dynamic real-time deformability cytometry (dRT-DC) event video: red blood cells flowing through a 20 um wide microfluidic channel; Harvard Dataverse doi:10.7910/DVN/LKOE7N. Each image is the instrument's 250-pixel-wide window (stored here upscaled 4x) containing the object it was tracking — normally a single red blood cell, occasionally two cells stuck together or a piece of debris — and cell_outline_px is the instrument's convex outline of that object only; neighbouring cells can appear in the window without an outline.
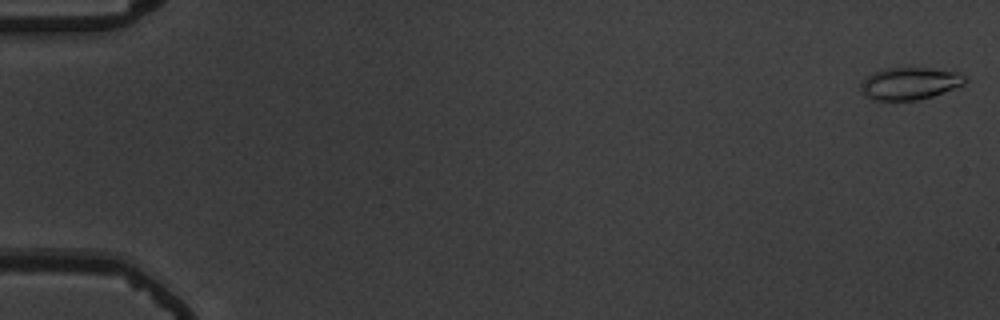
{"species": "common noctule bat (a hibernating species)", "species_latin": "Nyctalus noctula", "temperature_condition": "warm", "stored_images_in_passage": 55, "camera_frame_rate_fps": 3000, "um_per_image_px": 0.085, "animal": {"sex": "male", "body_mass_g": 19.5, "forearm_length_mm": 54.6}, "frame": {"image": 1, "passage_image": 1, "time_ms": 0.0, "image_size_px": [1000, 320], "cell_outline_px": [[968, 80], [964, 84], [932, 96], [916, 100], [872, 100], [864, 96], [860, 88], [860, 84], [864, 76], [872, 72], [884, 68], [928, 68], [960, 72]], "centroid_in_image_um": [77.27, 7.08], "position_along_channel_um": 7.7, "area_um2": 19.77}}
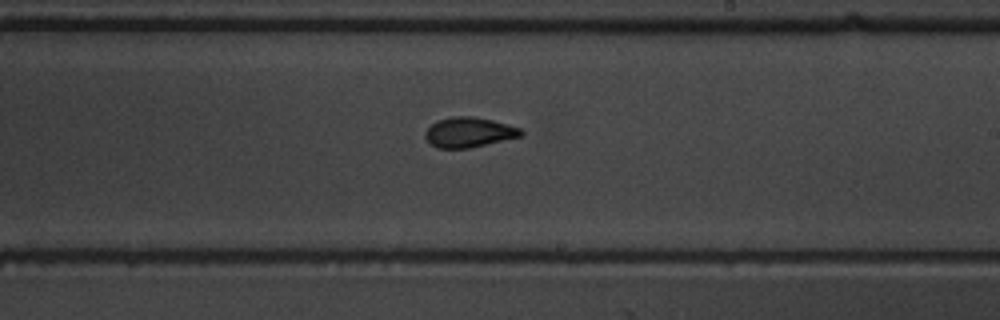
{"frame": {"image": 2, "passage_image": 34, "time_ms": 11.0, "image_size_px": [1000, 320], "cell_outline_px": [[524, 136], [468, 148], [436, 148], [424, 136], [424, 132], [436, 120], [452, 116], [472, 116], [492, 120], [520, 128], [524, 132]], "centroid_in_image_um": [39.87, 11.24], "position_along_channel_um": 249.1, "area_um2": 16.76}}
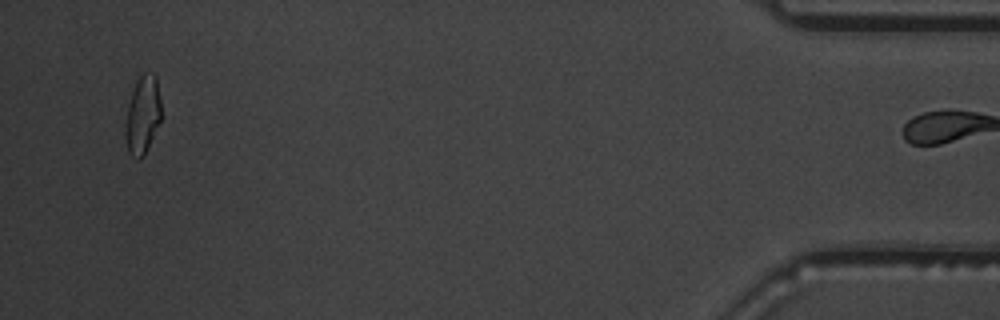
{"frame": {"image": 3, "passage_image": 54, "time_ms": 17.667, "image_size_px": [1000, 320], "cell_outline_px": [[160, 120], [144, 156], [140, 160], [136, 160], [128, 152], [124, 136], [124, 132], [128, 104], [136, 80], [144, 72], [152, 72], [156, 76], [160, 100]], "centroid_in_image_um": [12.1, 9.79], "position_along_channel_um": 423.1, "area_um2": 16.36}, "authors_computed_cell_mechanics": {"area_um2": 16.8776, "velocity_mm_per_s": 3.7249, "shape_relaxation_time_tau1_ms": 7.0107, "shape_relaxation_time_tau2_ms": 1.4581, "deformation_change_tau1": 0.1985, "deformation_change_tau2": 0.0845}}